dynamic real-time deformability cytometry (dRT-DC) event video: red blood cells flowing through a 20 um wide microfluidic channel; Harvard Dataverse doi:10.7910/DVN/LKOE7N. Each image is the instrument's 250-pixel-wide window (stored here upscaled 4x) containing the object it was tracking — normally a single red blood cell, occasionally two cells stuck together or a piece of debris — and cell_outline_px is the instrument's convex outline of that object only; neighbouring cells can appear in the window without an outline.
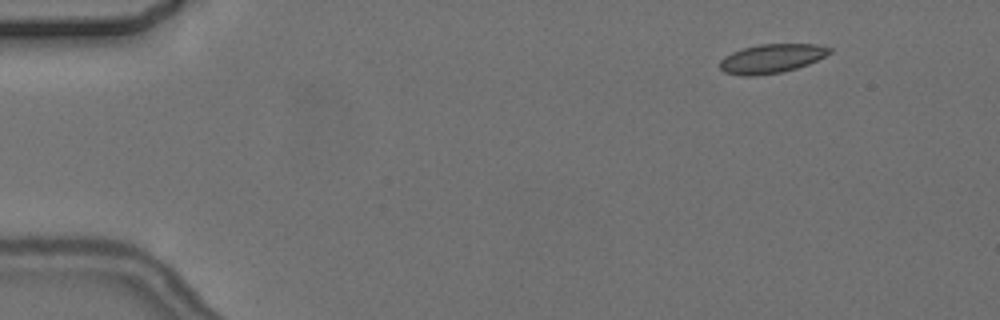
{"species": "common noctule bat (a hibernating species)", "species_latin": "Nyctalus noctula", "temperature_condition": "cold", "stored_images_in_passage": 4, "camera_frame_rate_fps": 3000, "um_per_image_px": 0.085, "animal": {"sex": "female", "body_mass_g": 24.6, "forearm_length_mm": 56.2}, "frame": {"image": 1, "passage_image": 1, "time_ms": 0.0, "image_size_px": [1000, 320], "cell_outline_px": [[832, 52], [808, 64], [796, 68], [780, 72], [752, 76], [744, 76], [724, 72], [720, 68], [720, 60], [724, 56], [732, 52], [744, 48], [760, 44], [816, 44], [832, 48]], "centroid_in_image_um": [65.57, 4.97], "position_along_channel_um": 19.4, "area_um2": 18.38}}
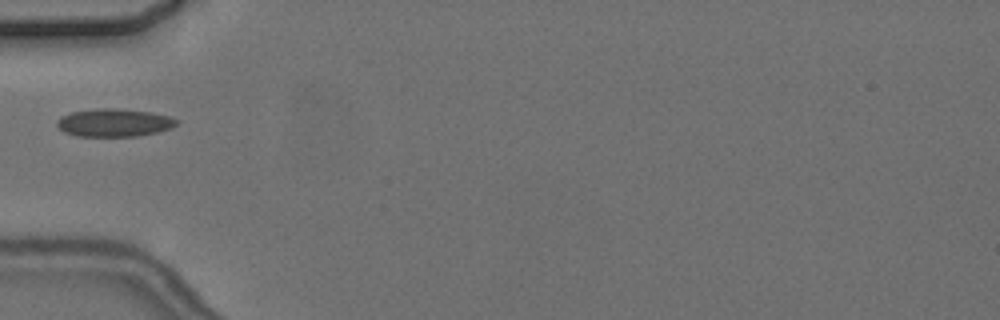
{"frame": {"image": 2, "passage_image": 4, "time_ms": 4.333, "image_size_px": [1000, 320], "cell_outline_px": [[180, 120], [172, 128], [156, 132], [136, 136], [76, 136], [64, 132], [56, 124], [56, 120], [72, 112], [96, 108], [116, 108], [152, 112], [168, 116]], "centroid_in_image_um": [9.71, 10.42], "position_along_channel_um": 75.3, "area_um2": 19.42}}